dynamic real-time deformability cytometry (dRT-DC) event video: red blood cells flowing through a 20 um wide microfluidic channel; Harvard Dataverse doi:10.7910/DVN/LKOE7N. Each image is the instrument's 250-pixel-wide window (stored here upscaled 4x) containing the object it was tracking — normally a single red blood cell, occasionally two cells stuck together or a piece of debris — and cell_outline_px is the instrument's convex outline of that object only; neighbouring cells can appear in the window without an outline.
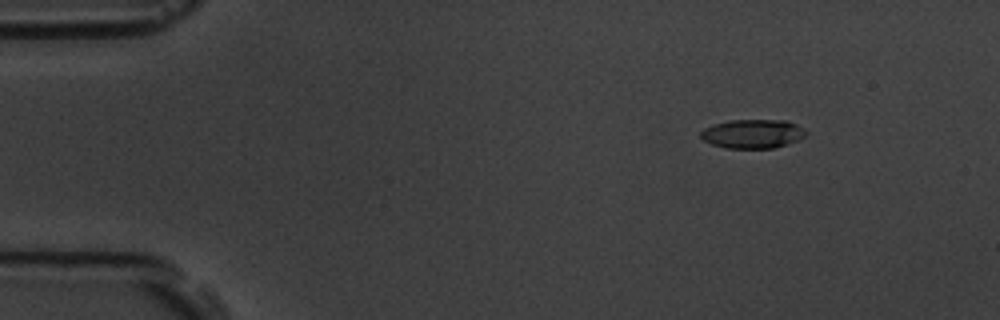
{"species": "common noctule bat (a hibernating species)", "species_latin": "Nyctalus noctula", "temperature_condition": "room temperature", "stored_images_in_passage": 5, "camera_frame_rate_fps": 3000, "um_per_image_px": 0.085, "animal": {"sex": "male", "body_mass_g": 19.5, "forearm_length_mm": 54.6}, "frame": {"image": 1, "passage_image": 3, "time_ms": 2.333, "image_size_px": [1000, 320], "cell_outline_px": [[808, 132], [804, 136], [788, 144], [772, 148], [724, 148], [712, 144], [704, 140], [700, 136], [700, 132], [704, 128], [716, 124], [732, 120], [784, 120], [796, 124]], "centroid_in_image_um": [63.97, 11.37], "position_along_channel_um": 21.0, "area_um2": 17.57}}